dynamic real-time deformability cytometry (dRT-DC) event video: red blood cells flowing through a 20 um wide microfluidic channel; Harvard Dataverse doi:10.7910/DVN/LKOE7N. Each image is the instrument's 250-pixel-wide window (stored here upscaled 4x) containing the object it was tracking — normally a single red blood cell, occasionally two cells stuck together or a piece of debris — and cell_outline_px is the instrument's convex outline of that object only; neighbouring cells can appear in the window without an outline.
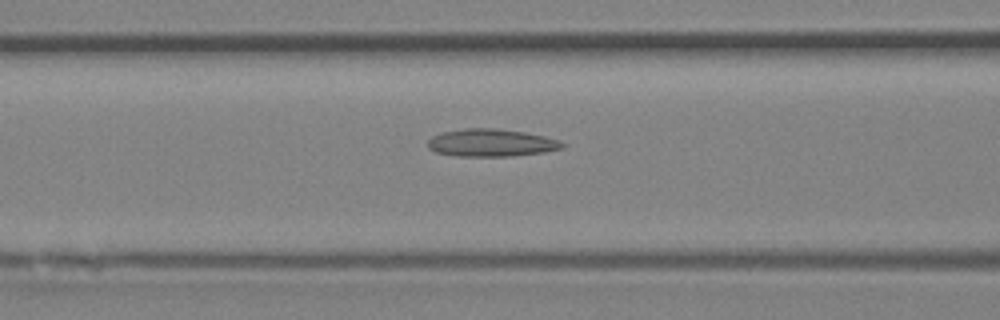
{"species": "Egyptian fruit bat (a non-hibernating species)", "species_latin": "Rousettus aegyptiacus", "temperature_condition": "room temperature", "stored_images_in_passage": 38, "camera_frame_rate_fps": 3000, "um_per_image_px": 0.085, "animal": {"sex": "female"}, "frame": {"image": 1, "passage_image": 13, "time_ms": 4.0, "image_size_px": [1000, 320], "cell_outline_px": [[568, 144], [564, 148], [544, 152], [512, 156], [456, 156], [436, 152], [428, 148], [428, 140], [432, 136], [444, 132], [464, 128], [492, 128], [524, 132], [544, 136], [560, 140]], "centroid_in_image_um": [41.79, 12.14], "position_along_channel_um": 124.8, "area_um2": 21.68}}
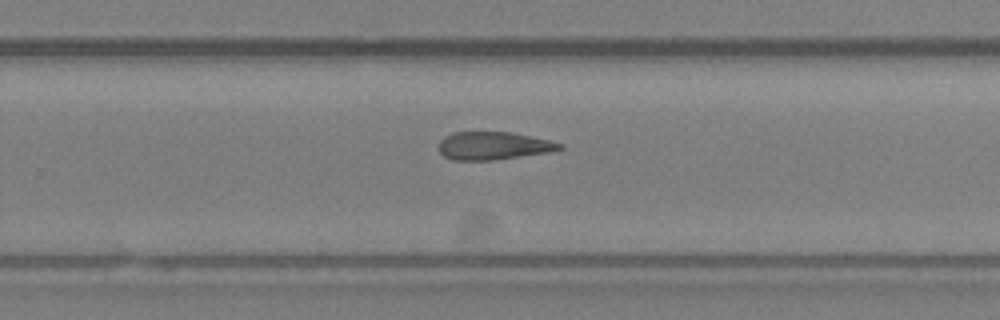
{"frame": {"image": 2, "passage_image": 23, "time_ms": 7.333, "image_size_px": [1000, 320], "cell_outline_px": [[564, 148], [548, 152], [492, 160], [452, 160], [444, 156], [440, 152], [440, 140], [444, 136], [452, 132], [512, 132], [548, 140], [564, 144]], "centroid_in_image_um": [41.92, 12.38], "position_along_channel_um": 287.9, "area_um2": 19.54}}
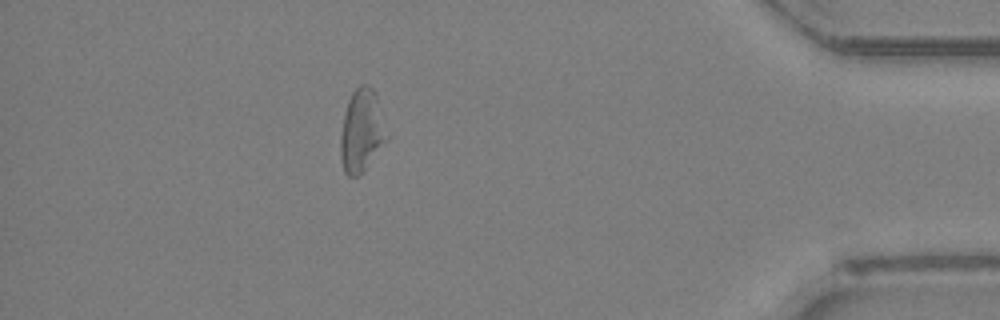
{"frame": {"image": 3, "passage_image": 33, "time_ms": 10.667, "image_size_px": [1000, 320], "cell_outline_px": [[388, 140], [364, 168], [356, 176], [348, 176], [344, 172], [340, 160], [340, 136], [344, 112], [348, 100], [352, 92], [360, 84], [368, 84], [376, 92], [388, 136]], "centroid_in_image_um": [30.73, 11.08], "position_along_channel_um": 404.5, "area_um2": 22.31}}